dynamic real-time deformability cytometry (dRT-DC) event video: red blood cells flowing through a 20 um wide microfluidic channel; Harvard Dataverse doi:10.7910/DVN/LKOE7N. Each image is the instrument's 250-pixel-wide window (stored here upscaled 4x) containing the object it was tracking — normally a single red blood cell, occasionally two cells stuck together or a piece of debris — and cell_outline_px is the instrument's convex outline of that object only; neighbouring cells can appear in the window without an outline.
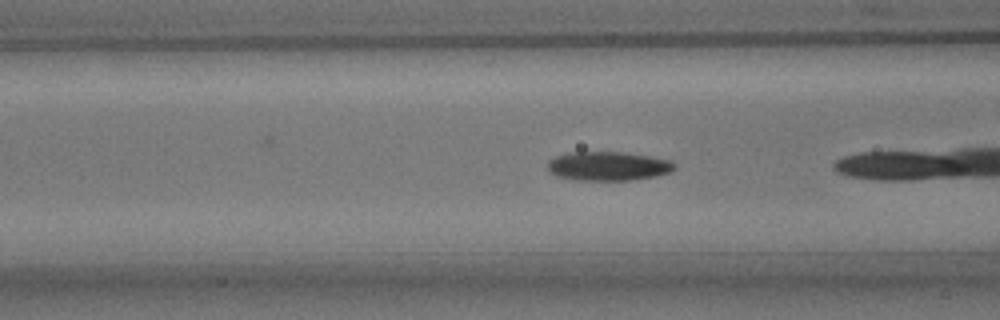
{"species": "common noctule bat (a hibernating species)", "species_latin": "Nyctalus noctula", "temperature_condition": "room temperature", "stored_images_in_passage": 8, "camera_frame_rate_fps": 3000, "um_per_image_px": 0.085, "animal": {"sex": "male", "body_mass_g": 15.6}, "frame": {"image": 1, "passage_image": 4, "time_ms": 1.0, "image_size_px": [1000, 320], "cell_outline_px": [[676, 168], [672, 172], [656, 176], [628, 180], [576, 180], [556, 176], [548, 172], [548, 160], [556, 156], [568, 152], [624, 152], [672, 160], [676, 164]], "centroid_in_image_um": [51.7, 14.12], "position_along_channel_um": 114.9, "area_um2": 21.68}}